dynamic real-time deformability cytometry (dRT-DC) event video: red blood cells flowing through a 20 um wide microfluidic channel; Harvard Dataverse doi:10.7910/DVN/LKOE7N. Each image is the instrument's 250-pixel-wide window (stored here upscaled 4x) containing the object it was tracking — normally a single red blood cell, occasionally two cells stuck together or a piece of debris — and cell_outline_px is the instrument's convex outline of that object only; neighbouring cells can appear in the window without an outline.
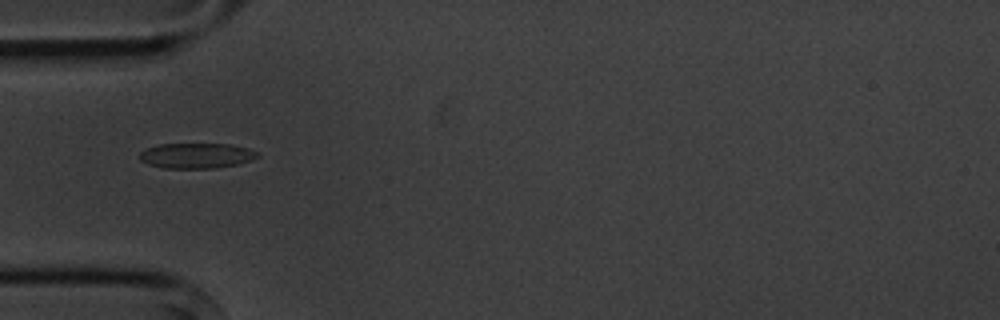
{"species": "common noctule bat (a hibernating species)", "species_latin": "Nyctalus noctula", "temperature_condition": "cold", "stored_images_in_passage": 6, "camera_frame_rate_fps": 3000, "um_per_image_px": 0.085, "animal": {"sex": "male", "body_mass_g": 20.1, "forearm_length_mm": 53.5}, "frame": {"image": 1, "passage_image": 6, "time_ms": 6.0, "image_size_px": [1000, 320], "cell_outline_px": [[260, 156], [252, 160], [236, 164], [216, 168], [164, 168], [148, 164], [140, 160], [140, 152], [144, 148], [160, 144], [228, 144], [248, 148], [260, 152]], "centroid_in_image_um": [16.71, 13.23], "position_along_channel_um": 68.3, "area_um2": 17.46}}